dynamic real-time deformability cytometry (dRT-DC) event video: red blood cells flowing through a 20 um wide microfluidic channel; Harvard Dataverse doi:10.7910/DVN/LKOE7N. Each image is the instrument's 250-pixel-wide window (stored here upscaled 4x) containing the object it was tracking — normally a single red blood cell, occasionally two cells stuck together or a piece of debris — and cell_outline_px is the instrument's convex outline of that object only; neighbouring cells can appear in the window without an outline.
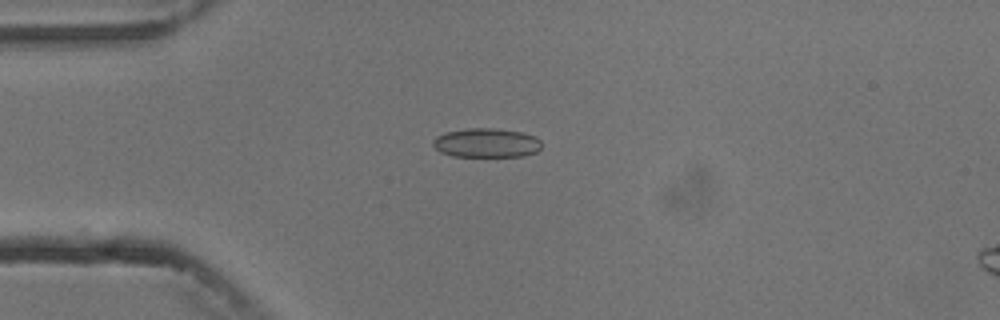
{"species": "common noctule bat (a hibernating species)", "species_latin": "Nyctalus noctula", "temperature_condition": "cold", "stored_images_in_passage": 3, "camera_frame_rate_fps": 3000, "um_per_image_px": 0.085, "animal": {"sex": "male", "body_mass_g": 13.3}, "frame": {"image": 1, "passage_image": 1, "time_ms": 0.0, "image_size_px": [1000, 320], "cell_outline_px": [[540, 148], [536, 152], [524, 156], [452, 156], [440, 152], [432, 144], [432, 140], [436, 136], [444, 132], [468, 128], [492, 128], [524, 132], [536, 136], [540, 140]], "centroid_in_image_um": [41.34, 12.13], "position_along_channel_um": 43.7, "area_um2": 18.61}}
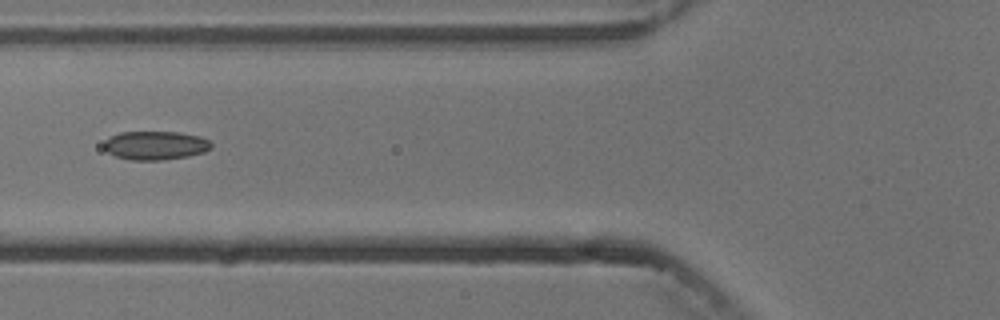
{"frame": {"image": 2, "passage_image": 3, "time_ms": 2.333, "image_size_px": [1000, 320], "cell_outline_px": [[212, 148], [204, 152], [188, 156], [160, 160], [132, 160], [116, 156], [108, 152], [104, 148], [104, 144], [108, 136], [120, 132], [180, 132], [200, 136], [208, 140], [212, 144]], "centroid_in_image_um": [13.21, 12.35], "position_along_channel_um": 112.6, "area_um2": 17.98}}